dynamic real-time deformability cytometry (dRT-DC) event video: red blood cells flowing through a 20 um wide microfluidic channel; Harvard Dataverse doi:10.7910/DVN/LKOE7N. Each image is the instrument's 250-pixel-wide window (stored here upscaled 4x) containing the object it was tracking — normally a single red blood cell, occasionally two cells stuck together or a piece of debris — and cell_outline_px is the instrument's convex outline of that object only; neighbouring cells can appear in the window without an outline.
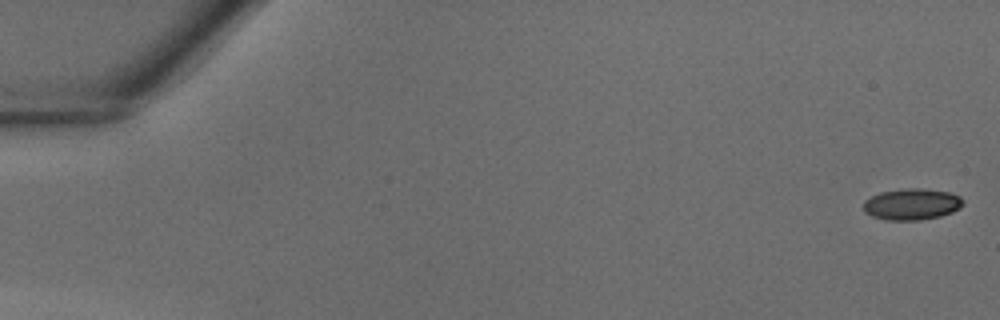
{"species": "common noctule bat (a hibernating species)", "species_latin": "Nyctalus noctula", "temperature_condition": "warm", "stored_images_in_passage": 41, "camera_frame_rate_fps": 3000, "um_per_image_px": 0.085, "animal": {"sex": "male", "body_mass_g": 18.8}, "frame": {"image": 1, "passage_image": 1, "time_ms": 0.0, "image_size_px": [1000, 320], "cell_outline_px": [[964, 204], [960, 208], [952, 212], [940, 216], [920, 220], [888, 220], [872, 216], [864, 212], [864, 200], [880, 192], [908, 188], [916, 188], [948, 192], [960, 196], [964, 200]], "centroid_in_image_um": [77.51, 17.36], "position_along_channel_um": 7.5, "area_um2": 18.15}}
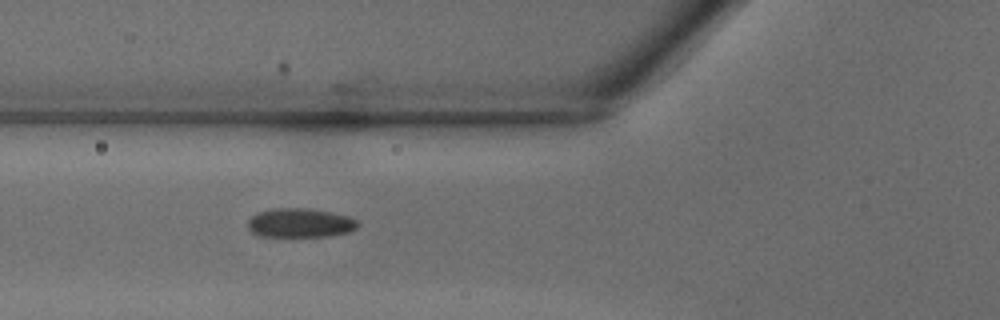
{"frame": {"image": 2, "passage_image": 16, "time_ms": 5.0, "image_size_px": [1000, 320], "cell_outline_px": [[360, 224], [356, 228], [348, 232], [328, 236], [260, 236], [252, 232], [248, 228], [248, 220], [256, 212], [276, 208], [304, 208], [332, 212], [348, 216], [356, 220]], "centroid_in_image_um": [25.5, 18.94], "position_along_channel_um": 100.3, "area_um2": 18.61}}
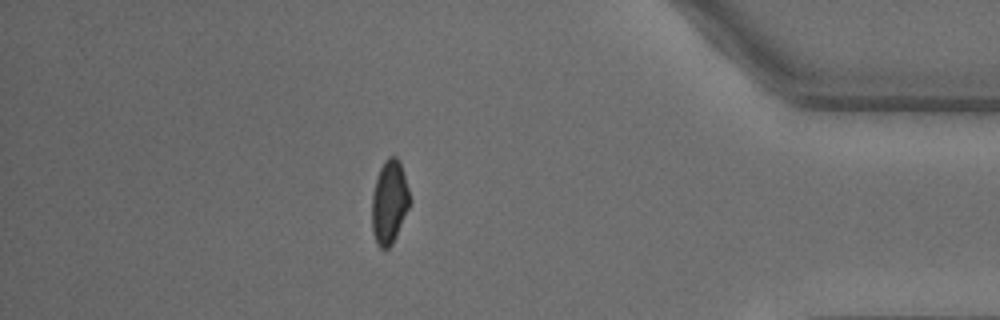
{"frame": {"image": 3, "passage_image": 36, "time_ms": 11.667, "image_size_px": [1000, 320], "cell_outline_px": [[412, 200], [396, 236], [392, 244], [388, 248], [380, 248], [376, 244], [372, 232], [372, 196], [376, 176], [384, 160], [388, 156], [396, 156], [400, 164]], "centroid_in_image_um": [33.08, 17.18], "position_along_channel_um": 402.1, "area_um2": 18.5}}